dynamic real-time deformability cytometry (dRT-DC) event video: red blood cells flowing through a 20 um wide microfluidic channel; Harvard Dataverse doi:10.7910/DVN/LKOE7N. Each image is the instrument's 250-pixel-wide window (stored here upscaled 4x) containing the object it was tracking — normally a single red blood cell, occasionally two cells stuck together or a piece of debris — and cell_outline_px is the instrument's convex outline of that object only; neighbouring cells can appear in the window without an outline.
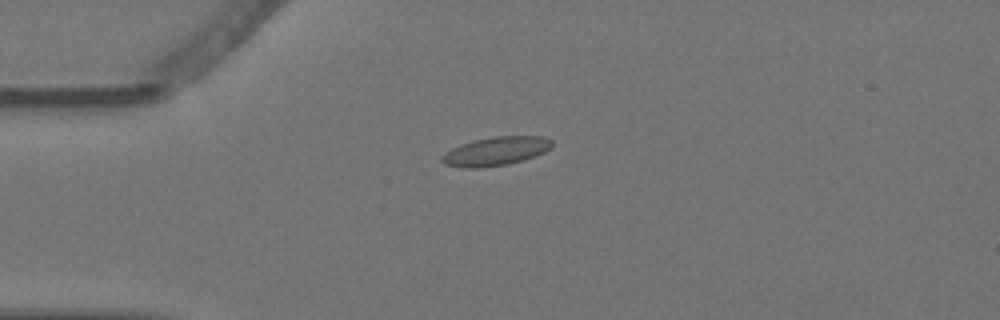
{"species": "Egyptian fruit bat (a non-hibernating species)", "species_latin": "Rousettus aegyptiacus", "temperature_condition": "warm", "stored_images_in_passage": 6, "camera_frame_rate_fps": 3000, "um_per_image_px": 0.085, "animal": {"sex": "female"}, "frame": {"image": 1, "passage_image": 4, "time_ms": 1.0, "image_size_px": [1000, 320], "cell_outline_px": [[552, 148], [536, 156], [524, 160], [508, 164], [476, 168], [464, 168], [444, 164], [440, 160], [440, 156], [444, 152], [460, 144], [472, 140], [492, 136], [544, 136], [552, 140]], "centroid_in_image_um": [42.13, 12.85], "position_along_channel_um": 42.9, "area_um2": 18.73}}
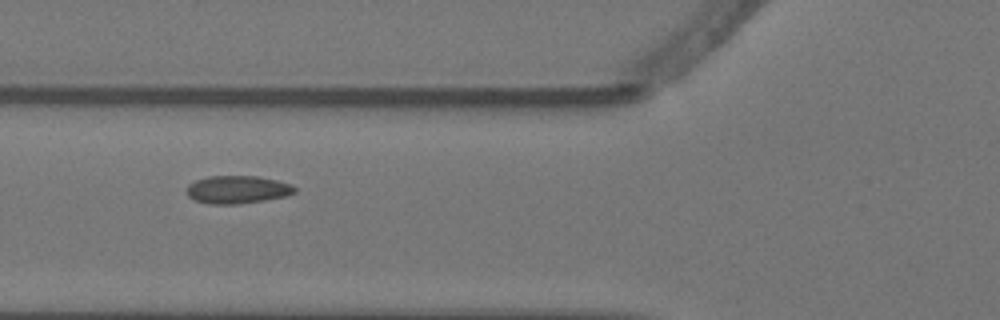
{"frame": {"image": 2, "passage_image": 6, "time_ms": 1.667, "image_size_px": [1000, 320], "cell_outline_px": [[296, 192], [288, 196], [264, 200], [236, 204], [208, 204], [196, 200], [188, 196], [188, 184], [196, 180], [208, 176], [256, 176], [276, 180], [292, 184], [296, 188]], "centroid_in_image_um": [20.21, 16.11], "position_along_channel_um": 105.6, "area_um2": 17.51}}